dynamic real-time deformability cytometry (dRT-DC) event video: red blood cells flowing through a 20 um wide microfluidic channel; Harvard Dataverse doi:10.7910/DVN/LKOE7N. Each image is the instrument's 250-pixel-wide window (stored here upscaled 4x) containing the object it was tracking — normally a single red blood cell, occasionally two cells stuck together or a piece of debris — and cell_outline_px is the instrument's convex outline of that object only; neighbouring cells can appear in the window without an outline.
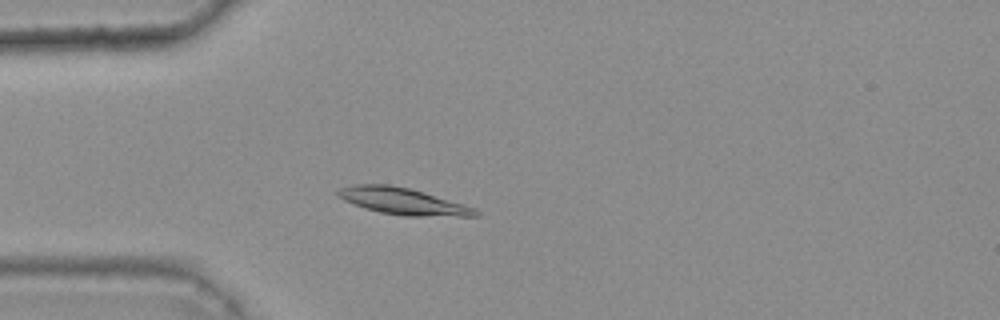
{"species": "common noctule bat (a hibernating species)", "species_latin": "Nyctalus noctula", "temperature_condition": "warm", "stored_images_in_passage": 43, "camera_frame_rate_fps": 3000, "um_per_image_px": 0.085, "animal": {"sex": "female", "body_mass_g": 25.1}, "frame": {"image": 1, "passage_image": 13, "time_ms": 4.0, "image_size_px": [1000, 320], "cell_outline_px": [[480, 216], [404, 216], [380, 212], [364, 208], [344, 200], [336, 192], [340, 188], [356, 184], [388, 184], [408, 188], [464, 204], [476, 208], [480, 212]], "centroid_in_image_um": [34.27, 17.11], "position_along_channel_um": 50.7, "area_um2": 21.15}}
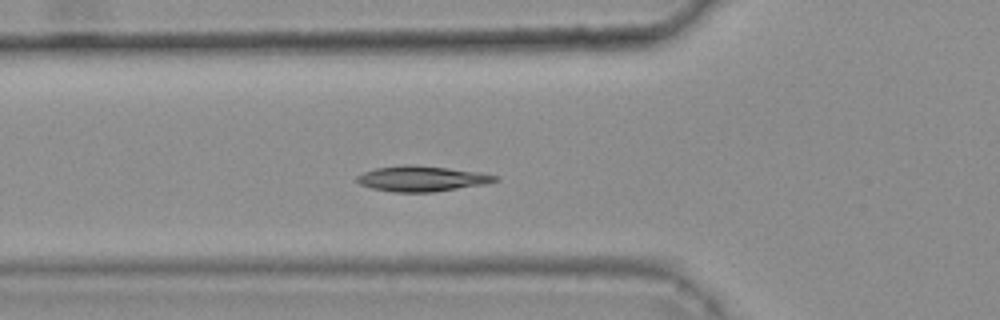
{"frame": {"image": 2, "passage_image": 17, "time_ms": 5.333, "image_size_px": [1000, 320], "cell_outline_px": [[500, 180], [484, 184], [436, 192], [392, 192], [372, 188], [360, 184], [356, 180], [356, 176], [364, 172], [376, 168], [408, 164], [448, 168], [480, 172], [496, 176]], "centroid_in_image_um": [35.84, 15.19], "position_along_channel_um": 90.0, "area_um2": 20.4}}
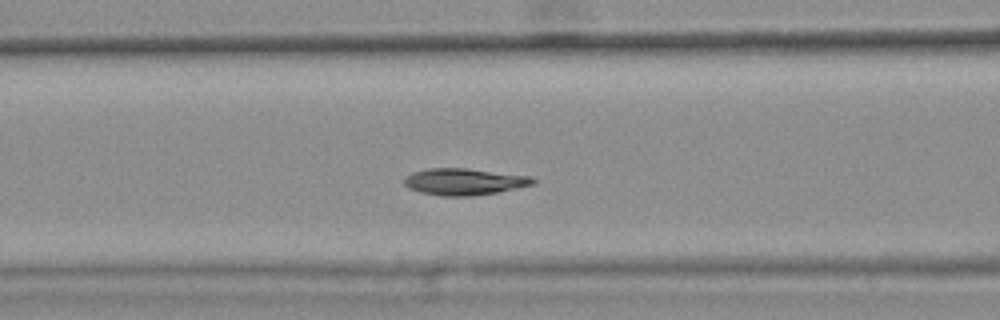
{"frame": {"image": 3, "passage_image": 20, "time_ms": 6.333, "image_size_px": [1000, 320], "cell_outline_px": [[536, 184], [496, 192], [472, 196], [444, 196], [420, 192], [408, 188], [404, 184], [404, 180], [412, 172], [428, 168], [468, 168], [532, 176], [536, 180]], "centroid_in_image_um": [39.48, 15.43], "position_along_channel_um": 127.1, "area_um2": 20.06}, "authors_computed_cell_mechanics": {"area_um2": 20.0566, "velocity_mm_per_s": 3.7049, "shape_relaxation_time_tau1_ms": 4.3723, "shape_relaxation_time_tau2_ms": 2.2514, "deformation_change_tau1": 0.1314, "deformation_change_tau2": 0.0453}}